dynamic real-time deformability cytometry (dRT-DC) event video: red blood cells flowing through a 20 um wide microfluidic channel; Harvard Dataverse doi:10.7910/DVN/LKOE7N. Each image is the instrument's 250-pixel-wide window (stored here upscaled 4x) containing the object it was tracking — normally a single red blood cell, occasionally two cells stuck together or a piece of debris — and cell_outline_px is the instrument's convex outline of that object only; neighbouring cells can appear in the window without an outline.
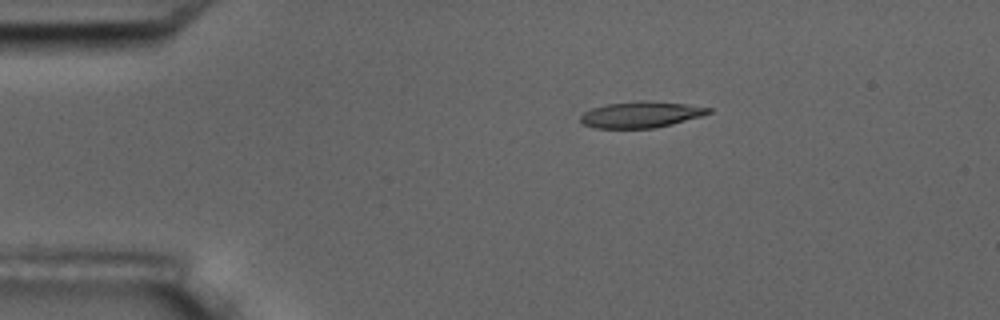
{"species": "common noctule bat (a hibernating species)", "species_latin": "Nyctalus noctula", "temperature_condition": "room temperature", "stored_images_in_passage": 3, "camera_frame_rate_fps": 3000, "um_per_image_px": 0.085, "animal": {"sex": "male", "body_mass_g": 17.5, "forearm_length_mm": 52.3}, "frame": {"image": 1, "passage_image": 1, "time_ms": 0.0, "image_size_px": [1000, 320], "cell_outline_px": [[712, 112], [700, 116], [672, 124], [656, 128], [596, 128], [580, 124], [580, 116], [584, 112], [592, 108], [608, 104], [640, 100], [644, 100], [684, 104], [712, 108]], "centroid_in_image_um": [54.44, 9.74], "position_along_channel_um": 30.6, "area_um2": 19.48}}